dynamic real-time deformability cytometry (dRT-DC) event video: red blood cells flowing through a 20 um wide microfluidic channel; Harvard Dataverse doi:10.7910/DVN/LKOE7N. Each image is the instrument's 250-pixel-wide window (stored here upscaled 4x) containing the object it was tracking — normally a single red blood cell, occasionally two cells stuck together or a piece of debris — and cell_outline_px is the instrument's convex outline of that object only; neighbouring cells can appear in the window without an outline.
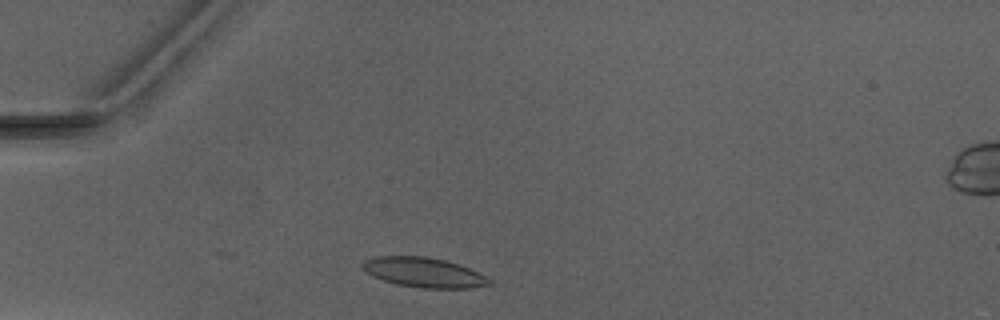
{"species": "Egyptian fruit bat (a non-hibernating species)", "species_latin": "Rousettus aegyptiacus", "temperature_condition": "warm", "stored_images_in_passage": 2, "camera_frame_rate_fps": 3000, "um_per_image_px": 0.085, "animal": {"sex": "male"}, "frame": {"image": 1, "passage_image": 1, "time_ms": 0.0, "image_size_px": [1000, 320], "cell_outline_px": [[492, 284], [468, 288], [424, 288], [396, 284], [384, 280], [368, 272], [360, 264], [364, 260], [376, 256], [424, 256], [444, 260], [468, 268], [492, 280]], "centroid_in_image_um": [36.02, 23.15], "position_along_channel_um": 49.0, "area_um2": 21.56}}